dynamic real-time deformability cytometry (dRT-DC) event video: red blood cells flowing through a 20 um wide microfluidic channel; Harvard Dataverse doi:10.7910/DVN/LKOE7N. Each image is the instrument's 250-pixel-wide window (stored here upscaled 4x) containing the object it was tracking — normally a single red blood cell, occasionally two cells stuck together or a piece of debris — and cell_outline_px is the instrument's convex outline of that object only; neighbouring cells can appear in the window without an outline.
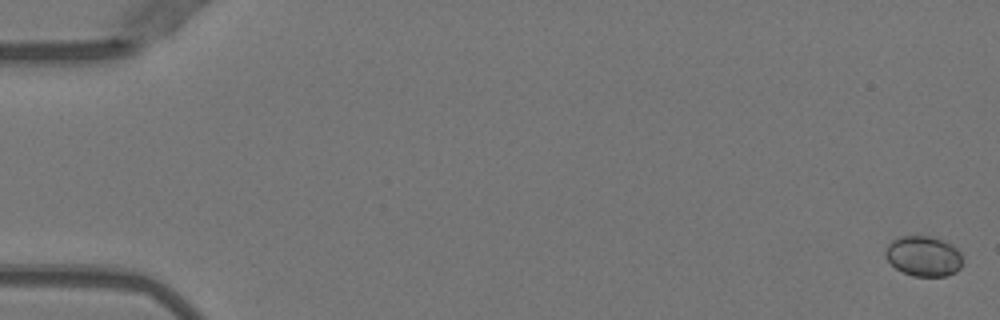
{"species": "Egyptian fruit bat (a non-hibernating species)", "species_latin": "Rousettus aegyptiacus", "temperature_condition": "warm", "stored_images_in_passage": 52, "camera_frame_rate_fps": 3000, "um_per_image_px": 0.085, "animal": {"sex": "female"}, "frame": {"image": 1, "passage_image": 1, "time_ms": 0.0, "image_size_px": [1000, 320], "cell_outline_px": [[960, 268], [956, 272], [948, 276], [912, 276], [896, 268], [884, 256], [884, 248], [892, 240], [900, 236], [932, 236], [952, 244], [960, 252]], "centroid_in_image_um": [78.47, 21.76], "position_along_channel_um": 6.5, "area_um2": 18.15}}
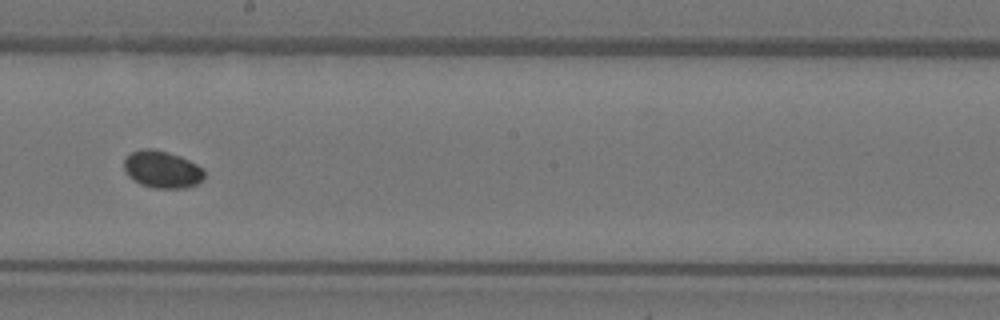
{"frame": {"image": 2, "passage_image": 30, "time_ms": 9.667, "image_size_px": [1000, 320], "cell_outline_px": [[204, 176], [196, 184], [184, 188], [152, 188], [140, 184], [128, 176], [124, 168], [124, 160], [132, 152], [144, 148], [156, 148], [180, 156], [204, 168]], "centroid_in_image_um": [13.77, 14.39], "position_along_channel_um": 234.4, "area_um2": 17.4}}
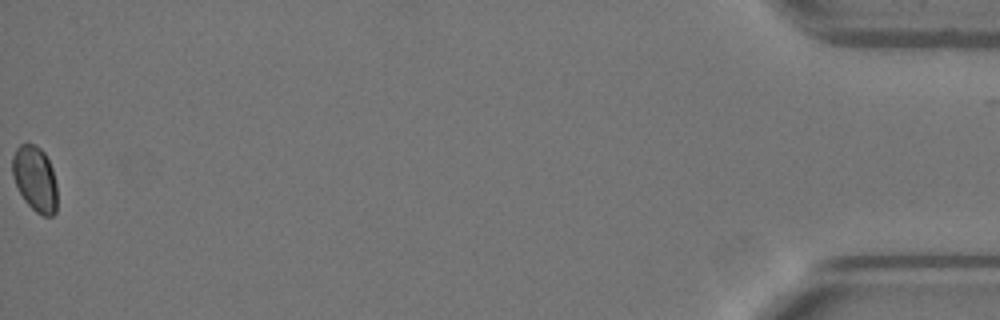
{"frame": {"image": 3, "passage_image": 52, "time_ms": 17.0, "image_size_px": [1000, 320], "cell_outline_px": [[56, 212], [52, 216], [44, 216], [36, 212], [24, 200], [12, 176], [12, 156], [16, 148], [20, 144], [28, 140], [40, 148], [44, 152], [52, 168], [56, 184]], "centroid_in_image_um": [2.96, 15.15], "position_along_channel_um": 432.2, "area_um2": 17.22}}